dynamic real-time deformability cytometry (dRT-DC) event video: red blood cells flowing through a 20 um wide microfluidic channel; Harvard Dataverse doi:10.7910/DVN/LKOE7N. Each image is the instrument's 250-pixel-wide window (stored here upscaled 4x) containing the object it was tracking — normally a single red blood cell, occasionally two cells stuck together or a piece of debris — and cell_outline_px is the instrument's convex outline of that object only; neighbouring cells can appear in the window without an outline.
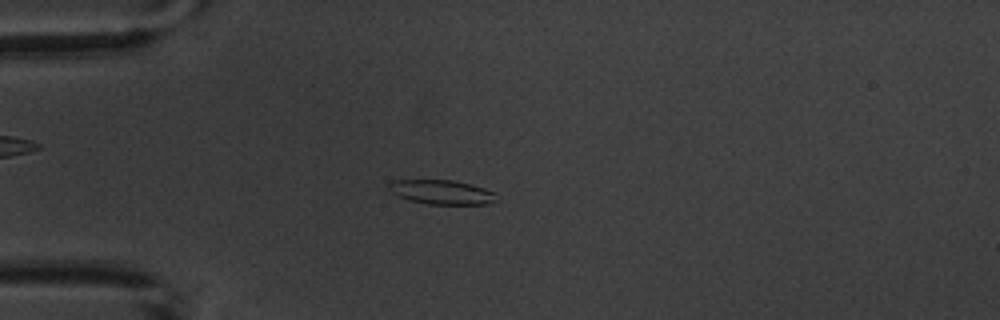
{"species": "common noctule bat (a hibernating species)", "species_latin": "Nyctalus noctula", "temperature_condition": "warm", "stored_images_in_passage": 4, "camera_frame_rate_fps": 3000, "um_per_image_px": 0.085, "animal": {"sex": "male", "body_mass_g": 20.1, "forearm_length_mm": 53.5}, "frame": {"image": 1, "passage_image": 4, "time_ms": 3.667, "image_size_px": [1000, 320], "cell_outline_px": [[496, 192], [492, 204], [428, 204], [408, 200], [392, 192], [388, 188], [388, 184], [392, 180], [452, 180], [484, 188]], "centroid_in_image_um": [37.53, 16.33], "position_along_channel_um": 47.5, "area_um2": 15.09}}